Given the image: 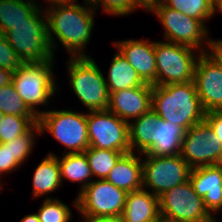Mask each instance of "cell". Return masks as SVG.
<instances>
[{"mask_svg": "<svg viewBox=\"0 0 222 222\" xmlns=\"http://www.w3.org/2000/svg\"><path fill=\"white\" fill-rule=\"evenodd\" d=\"M65 5L47 7L45 11L47 21V36L52 50H56V40L66 48L71 57H87L85 46L90 42L94 28V13L90 4ZM53 35L57 38L55 39ZM55 39V41H54Z\"/></svg>", "mask_w": 222, "mask_h": 222, "instance_id": "6da1fadb", "label": "cell"}, {"mask_svg": "<svg viewBox=\"0 0 222 222\" xmlns=\"http://www.w3.org/2000/svg\"><path fill=\"white\" fill-rule=\"evenodd\" d=\"M152 108L161 119L177 124L186 131L203 121L205 116L194 80L153 86Z\"/></svg>", "mask_w": 222, "mask_h": 222, "instance_id": "7a4b0ae2", "label": "cell"}, {"mask_svg": "<svg viewBox=\"0 0 222 222\" xmlns=\"http://www.w3.org/2000/svg\"><path fill=\"white\" fill-rule=\"evenodd\" d=\"M69 84L89 111H104L109 106V91L104 74L90 56L69 57Z\"/></svg>", "mask_w": 222, "mask_h": 222, "instance_id": "3957f363", "label": "cell"}, {"mask_svg": "<svg viewBox=\"0 0 222 222\" xmlns=\"http://www.w3.org/2000/svg\"><path fill=\"white\" fill-rule=\"evenodd\" d=\"M45 20V12L39 9L28 22L16 24L5 32L9 45L24 63L54 61Z\"/></svg>", "mask_w": 222, "mask_h": 222, "instance_id": "277c9868", "label": "cell"}, {"mask_svg": "<svg viewBox=\"0 0 222 222\" xmlns=\"http://www.w3.org/2000/svg\"><path fill=\"white\" fill-rule=\"evenodd\" d=\"M54 61L23 63L13 72L12 83L23 102L38 116V105H47L58 86L54 80ZM56 85V86H55ZM45 104V105H44Z\"/></svg>", "mask_w": 222, "mask_h": 222, "instance_id": "5b68a950", "label": "cell"}, {"mask_svg": "<svg viewBox=\"0 0 222 222\" xmlns=\"http://www.w3.org/2000/svg\"><path fill=\"white\" fill-rule=\"evenodd\" d=\"M40 135L45 131L66 148L68 153H82L89 147L87 113L71 110L41 111L38 116ZM44 131V132H43Z\"/></svg>", "mask_w": 222, "mask_h": 222, "instance_id": "8992f818", "label": "cell"}, {"mask_svg": "<svg viewBox=\"0 0 222 222\" xmlns=\"http://www.w3.org/2000/svg\"><path fill=\"white\" fill-rule=\"evenodd\" d=\"M147 11L157 15L167 42L192 47L199 51L198 54L206 52L207 48L203 44L209 43L206 40L209 39V30L200 20L167 7L162 1L152 5Z\"/></svg>", "mask_w": 222, "mask_h": 222, "instance_id": "52a82bcc", "label": "cell"}, {"mask_svg": "<svg viewBox=\"0 0 222 222\" xmlns=\"http://www.w3.org/2000/svg\"><path fill=\"white\" fill-rule=\"evenodd\" d=\"M193 50L186 45L156 41L157 86L193 81L198 58Z\"/></svg>", "mask_w": 222, "mask_h": 222, "instance_id": "ba28073f", "label": "cell"}, {"mask_svg": "<svg viewBox=\"0 0 222 222\" xmlns=\"http://www.w3.org/2000/svg\"><path fill=\"white\" fill-rule=\"evenodd\" d=\"M145 155L142 159L143 189L159 197L164 192L189 180L191 167L180 154L172 156Z\"/></svg>", "mask_w": 222, "mask_h": 222, "instance_id": "9c48e42d", "label": "cell"}, {"mask_svg": "<svg viewBox=\"0 0 222 222\" xmlns=\"http://www.w3.org/2000/svg\"><path fill=\"white\" fill-rule=\"evenodd\" d=\"M127 192L106 179H96L78 193L74 205L82 216H121Z\"/></svg>", "mask_w": 222, "mask_h": 222, "instance_id": "30bf717a", "label": "cell"}, {"mask_svg": "<svg viewBox=\"0 0 222 222\" xmlns=\"http://www.w3.org/2000/svg\"><path fill=\"white\" fill-rule=\"evenodd\" d=\"M88 112L87 128L90 147L130 153L128 122L108 110Z\"/></svg>", "mask_w": 222, "mask_h": 222, "instance_id": "8fae6325", "label": "cell"}, {"mask_svg": "<svg viewBox=\"0 0 222 222\" xmlns=\"http://www.w3.org/2000/svg\"><path fill=\"white\" fill-rule=\"evenodd\" d=\"M159 211L161 221H193L212 216L189 180L159 196Z\"/></svg>", "mask_w": 222, "mask_h": 222, "instance_id": "7c38bea8", "label": "cell"}, {"mask_svg": "<svg viewBox=\"0 0 222 222\" xmlns=\"http://www.w3.org/2000/svg\"><path fill=\"white\" fill-rule=\"evenodd\" d=\"M221 150L220 139L203 120L186 131L180 155L191 168H195L215 165Z\"/></svg>", "mask_w": 222, "mask_h": 222, "instance_id": "4fadbf2b", "label": "cell"}, {"mask_svg": "<svg viewBox=\"0 0 222 222\" xmlns=\"http://www.w3.org/2000/svg\"><path fill=\"white\" fill-rule=\"evenodd\" d=\"M194 83L203 110L222 111V68L205 52L198 55Z\"/></svg>", "mask_w": 222, "mask_h": 222, "instance_id": "5bb4252c", "label": "cell"}, {"mask_svg": "<svg viewBox=\"0 0 222 222\" xmlns=\"http://www.w3.org/2000/svg\"><path fill=\"white\" fill-rule=\"evenodd\" d=\"M152 90L153 85L145 83L112 92L107 110L129 123L130 118L136 119L152 108Z\"/></svg>", "mask_w": 222, "mask_h": 222, "instance_id": "9a60e30c", "label": "cell"}, {"mask_svg": "<svg viewBox=\"0 0 222 222\" xmlns=\"http://www.w3.org/2000/svg\"><path fill=\"white\" fill-rule=\"evenodd\" d=\"M113 43L145 83L157 86L155 42L130 39Z\"/></svg>", "mask_w": 222, "mask_h": 222, "instance_id": "2e32d148", "label": "cell"}, {"mask_svg": "<svg viewBox=\"0 0 222 222\" xmlns=\"http://www.w3.org/2000/svg\"><path fill=\"white\" fill-rule=\"evenodd\" d=\"M189 181L210 214L222 209V168L215 165L191 168Z\"/></svg>", "mask_w": 222, "mask_h": 222, "instance_id": "e0dca14e", "label": "cell"}, {"mask_svg": "<svg viewBox=\"0 0 222 222\" xmlns=\"http://www.w3.org/2000/svg\"><path fill=\"white\" fill-rule=\"evenodd\" d=\"M36 133L40 134L38 122L35 123L25 134H22L7 143H0V176L3 173H9L20 167L27 157L32 153L34 147V138ZM2 180L0 186H2Z\"/></svg>", "mask_w": 222, "mask_h": 222, "instance_id": "ac0fdd59", "label": "cell"}, {"mask_svg": "<svg viewBox=\"0 0 222 222\" xmlns=\"http://www.w3.org/2000/svg\"><path fill=\"white\" fill-rule=\"evenodd\" d=\"M121 217L123 222H162L159 197L144 189L127 193Z\"/></svg>", "mask_w": 222, "mask_h": 222, "instance_id": "d6986e66", "label": "cell"}, {"mask_svg": "<svg viewBox=\"0 0 222 222\" xmlns=\"http://www.w3.org/2000/svg\"><path fill=\"white\" fill-rule=\"evenodd\" d=\"M141 156L130 152L124 154L110 170L106 180L127 193L143 189Z\"/></svg>", "mask_w": 222, "mask_h": 222, "instance_id": "ffe728a7", "label": "cell"}, {"mask_svg": "<svg viewBox=\"0 0 222 222\" xmlns=\"http://www.w3.org/2000/svg\"><path fill=\"white\" fill-rule=\"evenodd\" d=\"M185 133L183 127L159 117L156 120L155 143L144 154L152 156L180 154Z\"/></svg>", "mask_w": 222, "mask_h": 222, "instance_id": "44dd1931", "label": "cell"}, {"mask_svg": "<svg viewBox=\"0 0 222 222\" xmlns=\"http://www.w3.org/2000/svg\"><path fill=\"white\" fill-rule=\"evenodd\" d=\"M33 197L37 198L47 193L55 192L61 187V173L58 157L50 152L39 163L33 173Z\"/></svg>", "mask_w": 222, "mask_h": 222, "instance_id": "7402d4cb", "label": "cell"}, {"mask_svg": "<svg viewBox=\"0 0 222 222\" xmlns=\"http://www.w3.org/2000/svg\"><path fill=\"white\" fill-rule=\"evenodd\" d=\"M158 114L151 108L140 117L129 122L130 152L145 153L155 143L156 120Z\"/></svg>", "mask_w": 222, "mask_h": 222, "instance_id": "603a6c76", "label": "cell"}, {"mask_svg": "<svg viewBox=\"0 0 222 222\" xmlns=\"http://www.w3.org/2000/svg\"><path fill=\"white\" fill-rule=\"evenodd\" d=\"M110 65L108 78L105 79L109 93L145 84L135 68L129 64L118 50Z\"/></svg>", "mask_w": 222, "mask_h": 222, "instance_id": "cb8c5ba5", "label": "cell"}, {"mask_svg": "<svg viewBox=\"0 0 222 222\" xmlns=\"http://www.w3.org/2000/svg\"><path fill=\"white\" fill-rule=\"evenodd\" d=\"M60 165L61 181L68 179L73 182L82 183L81 190L89 185L93 180L91 168L84 152L65 153L62 158L58 157ZM91 179V180H90Z\"/></svg>", "mask_w": 222, "mask_h": 222, "instance_id": "d4e9b609", "label": "cell"}, {"mask_svg": "<svg viewBox=\"0 0 222 222\" xmlns=\"http://www.w3.org/2000/svg\"><path fill=\"white\" fill-rule=\"evenodd\" d=\"M40 8L35 2L0 0V26L6 32L16 24L28 22Z\"/></svg>", "mask_w": 222, "mask_h": 222, "instance_id": "484cf974", "label": "cell"}, {"mask_svg": "<svg viewBox=\"0 0 222 222\" xmlns=\"http://www.w3.org/2000/svg\"><path fill=\"white\" fill-rule=\"evenodd\" d=\"M84 153L88 159L93 177L96 176L98 179H106L110 170L124 155L122 152L97 149L90 146L84 151Z\"/></svg>", "mask_w": 222, "mask_h": 222, "instance_id": "4316f807", "label": "cell"}, {"mask_svg": "<svg viewBox=\"0 0 222 222\" xmlns=\"http://www.w3.org/2000/svg\"><path fill=\"white\" fill-rule=\"evenodd\" d=\"M167 7L200 20L204 25L214 15V0H161Z\"/></svg>", "mask_w": 222, "mask_h": 222, "instance_id": "83f0119b", "label": "cell"}, {"mask_svg": "<svg viewBox=\"0 0 222 222\" xmlns=\"http://www.w3.org/2000/svg\"><path fill=\"white\" fill-rule=\"evenodd\" d=\"M38 116L4 115L0 124V143H7L25 134L35 123Z\"/></svg>", "mask_w": 222, "mask_h": 222, "instance_id": "f1b7e54d", "label": "cell"}, {"mask_svg": "<svg viewBox=\"0 0 222 222\" xmlns=\"http://www.w3.org/2000/svg\"><path fill=\"white\" fill-rule=\"evenodd\" d=\"M0 111L5 115L38 116L23 102L12 82L0 87Z\"/></svg>", "mask_w": 222, "mask_h": 222, "instance_id": "f546056e", "label": "cell"}, {"mask_svg": "<svg viewBox=\"0 0 222 222\" xmlns=\"http://www.w3.org/2000/svg\"><path fill=\"white\" fill-rule=\"evenodd\" d=\"M36 213L40 222H70V207L57 198L46 197Z\"/></svg>", "mask_w": 222, "mask_h": 222, "instance_id": "4dcf8cb0", "label": "cell"}, {"mask_svg": "<svg viewBox=\"0 0 222 222\" xmlns=\"http://www.w3.org/2000/svg\"><path fill=\"white\" fill-rule=\"evenodd\" d=\"M103 5L105 14L111 15H128L140 8L139 4L135 0H93L90 5L94 10H97V7Z\"/></svg>", "mask_w": 222, "mask_h": 222, "instance_id": "1f68e13d", "label": "cell"}, {"mask_svg": "<svg viewBox=\"0 0 222 222\" xmlns=\"http://www.w3.org/2000/svg\"><path fill=\"white\" fill-rule=\"evenodd\" d=\"M24 62L15 52V50L9 45L8 40L4 37L0 40V67L15 71Z\"/></svg>", "mask_w": 222, "mask_h": 222, "instance_id": "d6a6232c", "label": "cell"}, {"mask_svg": "<svg viewBox=\"0 0 222 222\" xmlns=\"http://www.w3.org/2000/svg\"><path fill=\"white\" fill-rule=\"evenodd\" d=\"M204 120L220 139L222 146V111L205 112Z\"/></svg>", "mask_w": 222, "mask_h": 222, "instance_id": "836d02e7", "label": "cell"}, {"mask_svg": "<svg viewBox=\"0 0 222 222\" xmlns=\"http://www.w3.org/2000/svg\"><path fill=\"white\" fill-rule=\"evenodd\" d=\"M206 50V54L222 68V39L221 40H210Z\"/></svg>", "mask_w": 222, "mask_h": 222, "instance_id": "e575fe53", "label": "cell"}, {"mask_svg": "<svg viewBox=\"0 0 222 222\" xmlns=\"http://www.w3.org/2000/svg\"><path fill=\"white\" fill-rule=\"evenodd\" d=\"M83 222H123L121 216H83Z\"/></svg>", "mask_w": 222, "mask_h": 222, "instance_id": "d590c367", "label": "cell"}, {"mask_svg": "<svg viewBox=\"0 0 222 222\" xmlns=\"http://www.w3.org/2000/svg\"><path fill=\"white\" fill-rule=\"evenodd\" d=\"M13 71L0 67V87L12 82Z\"/></svg>", "mask_w": 222, "mask_h": 222, "instance_id": "8d00e7d4", "label": "cell"}, {"mask_svg": "<svg viewBox=\"0 0 222 222\" xmlns=\"http://www.w3.org/2000/svg\"><path fill=\"white\" fill-rule=\"evenodd\" d=\"M49 3V6L47 7H51V6H65V5H73L76 2V0H46Z\"/></svg>", "mask_w": 222, "mask_h": 222, "instance_id": "74e56055", "label": "cell"}, {"mask_svg": "<svg viewBox=\"0 0 222 222\" xmlns=\"http://www.w3.org/2000/svg\"><path fill=\"white\" fill-rule=\"evenodd\" d=\"M140 7H144L146 10H148L152 5L160 2L161 0H135Z\"/></svg>", "mask_w": 222, "mask_h": 222, "instance_id": "f35d334b", "label": "cell"}, {"mask_svg": "<svg viewBox=\"0 0 222 222\" xmlns=\"http://www.w3.org/2000/svg\"><path fill=\"white\" fill-rule=\"evenodd\" d=\"M20 222H40L36 213L24 216Z\"/></svg>", "mask_w": 222, "mask_h": 222, "instance_id": "ab89813d", "label": "cell"}, {"mask_svg": "<svg viewBox=\"0 0 222 222\" xmlns=\"http://www.w3.org/2000/svg\"><path fill=\"white\" fill-rule=\"evenodd\" d=\"M217 219L212 215L209 218L201 219V220H193V221H162V222H217Z\"/></svg>", "mask_w": 222, "mask_h": 222, "instance_id": "60d3db41", "label": "cell"}, {"mask_svg": "<svg viewBox=\"0 0 222 222\" xmlns=\"http://www.w3.org/2000/svg\"><path fill=\"white\" fill-rule=\"evenodd\" d=\"M216 9H218L217 11L222 13V0H215L214 1V13L215 14H216Z\"/></svg>", "mask_w": 222, "mask_h": 222, "instance_id": "b9f144b4", "label": "cell"}, {"mask_svg": "<svg viewBox=\"0 0 222 222\" xmlns=\"http://www.w3.org/2000/svg\"><path fill=\"white\" fill-rule=\"evenodd\" d=\"M215 166L222 168V150L220 151V154H219L218 159L215 163Z\"/></svg>", "mask_w": 222, "mask_h": 222, "instance_id": "7bdbcfd3", "label": "cell"}, {"mask_svg": "<svg viewBox=\"0 0 222 222\" xmlns=\"http://www.w3.org/2000/svg\"><path fill=\"white\" fill-rule=\"evenodd\" d=\"M5 37V32L3 28L0 26V40Z\"/></svg>", "mask_w": 222, "mask_h": 222, "instance_id": "ee69618b", "label": "cell"}, {"mask_svg": "<svg viewBox=\"0 0 222 222\" xmlns=\"http://www.w3.org/2000/svg\"><path fill=\"white\" fill-rule=\"evenodd\" d=\"M4 115H5V114L0 111V124H1V122H2V120H3Z\"/></svg>", "mask_w": 222, "mask_h": 222, "instance_id": "f6af8a7d", "label": "cell"}, {"mask_svg": "<svg viewBox=\"0 0 222 222\" xmlns=\"http://www.w3.org/2000/svg\"><path fill=\"white\" fill-rule=\"evenodd\" d=\"M93 0H84V3L90 4Z\"/></svg>", "mask_w": 222, "mask_h": 222, "instance_id": "bcb514c9", "label": "cell"}, {"mask_svg": "<svg viewBox=\"0 0 222 222\" xmlns=\"http://www.w3.org/2000/svg\"><path fill=\"white\" fill-rule=\"evenodd\" d=\"M20 1H25V0H20ZM26 2H35V0H26Z\"/></svg>", "mask_w": 222, "mask_h": 222, "instance_id": "7dc6e473", "label": "cell"}]
</instances>
